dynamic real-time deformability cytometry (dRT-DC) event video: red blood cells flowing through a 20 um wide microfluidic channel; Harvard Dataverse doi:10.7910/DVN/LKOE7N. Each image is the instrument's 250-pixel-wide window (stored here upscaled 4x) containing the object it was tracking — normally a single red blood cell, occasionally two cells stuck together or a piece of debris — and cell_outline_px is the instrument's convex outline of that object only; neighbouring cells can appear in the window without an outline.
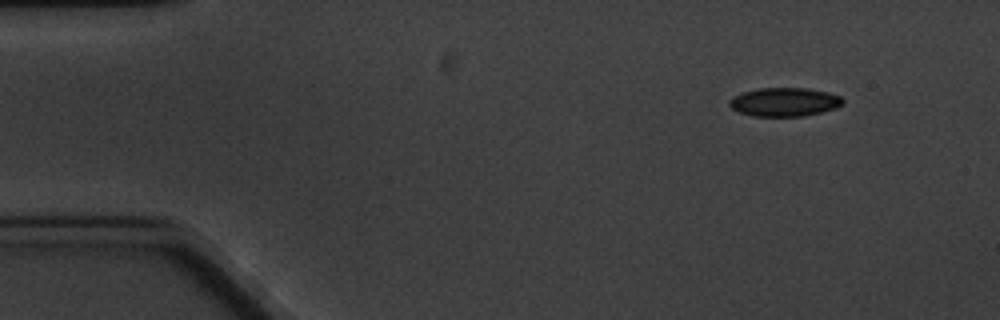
{"species": "common noctule bat (a hibernating species)", "species_latin": "Nyctalus noctula", "temperature_condition": "cold", "stored_images_in_passage": 4, "camera_frame_rate_fps": 3000, "um_per_image_px": 0.085, "animal": {"sex": "male", "body_mass_g": 20.1, "forearm_length_mm": 53.5}, "frame": {"image": 1, "passage_image": 1, "time_ms": 0.0, "image_size_px": [1000, 320], "cell_outline_px": [[844, 104], [836, 108], [804, 116], [752, 116], [740, 112], [732, 108], [728, 104], [728, 100], [732, 96], [744, 92], [760, 88], [808, 88], [828, 92], [840, 96], [844, 100]], "centroid_in_image_um": [66.68, 8.67], "position_along_channel_um": 18.3, "area_um2": 19.02}}